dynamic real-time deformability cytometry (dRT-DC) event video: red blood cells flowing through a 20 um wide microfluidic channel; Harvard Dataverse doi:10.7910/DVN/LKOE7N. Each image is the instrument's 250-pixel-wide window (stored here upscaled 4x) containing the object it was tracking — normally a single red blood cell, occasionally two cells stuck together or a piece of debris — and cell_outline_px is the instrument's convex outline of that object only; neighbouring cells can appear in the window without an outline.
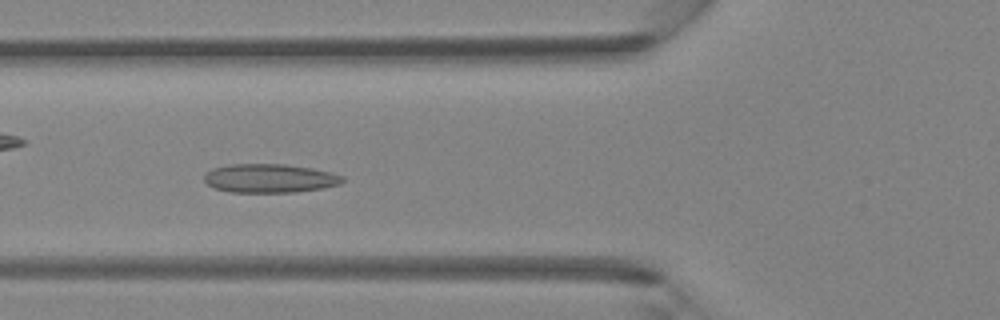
{"species": "Egyptian fruit bat (a non-hibernating species)", "species_latin": "Rousettus aegyptiacus", "temperature_condition": "room temperature", "stored_images_in_passage": 44, "camera_frame_rate_fps": 3000, "um_per_image_px": 0.085, "animal": {"sex": "female"}, "frame": {"image": 1, "passage_image": 16, "time_ms": 5.0, "image_size_px": [1000, 320], "cell_outline_px": [[344, 180], [340, 184], [320, 188], [296, 192], [228, 192], [216, 188], [208, 184], [204, 180], [204, 176], [212, 168], [228, 164], [284, 164], [312, 168], [344, 176]], "centroid_in_image_um": [22.91, 15.15], "position_along_channel_um": 102.9, "area_um2": 23.06}}
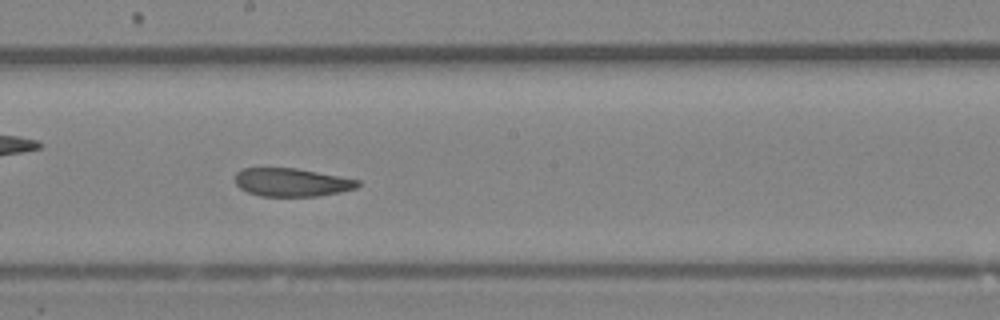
{"frame": {"image": 2, "passage_image": 24, "time_ms": 7.667, "image_size_px": [1000, 320], "cell_outline_px": [[360, 184], [356, 188], [340, 192], [316, 196], [260, 196], [248, 192], [240, 188], [236, 184], [236, 172], [240, 168], [296, 168], [340, 176], [360, 180]], "centroid_in_image_um": [24.79, 15.49], "position_along_channel_um": 223.4, "area_um2": 20.17}}
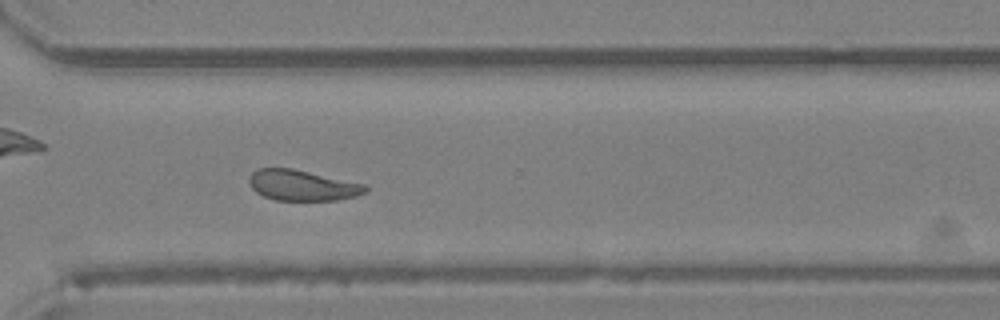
{"frame": {"image": 3, "passage_image": 32, "time_ms": 10.333, "image_size_px": [1000, 320], "cell_outline_px": [[368, 192], [356, 196], [336, 200], [276, 200], [264, 196], [256, 192], [248, 184], [248, 176], [256, 168], [292, 168], [364, 184], [368, 188]], "centroid_in_image_um": [25.66, 15.75], "position_along_channel_um": 344.9, "area_um2": 20.81}}